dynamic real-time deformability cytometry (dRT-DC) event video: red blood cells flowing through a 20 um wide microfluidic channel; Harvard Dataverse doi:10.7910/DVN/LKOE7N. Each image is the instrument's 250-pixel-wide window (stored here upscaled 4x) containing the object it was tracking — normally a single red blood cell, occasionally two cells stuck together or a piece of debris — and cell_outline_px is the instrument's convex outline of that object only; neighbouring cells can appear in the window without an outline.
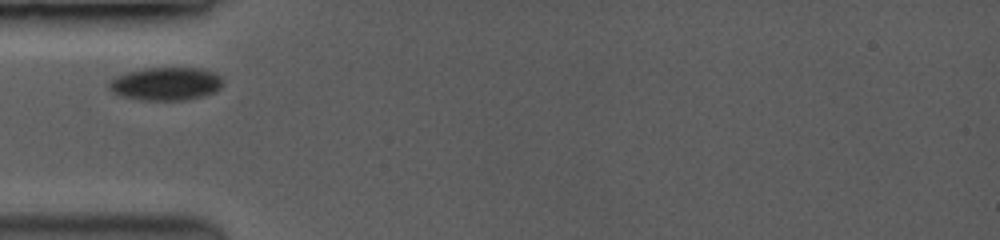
{"species": "common noctule bat (a hibernating species)", "species_latin": "Nyctalus noctula", "temperature_condition": "room temperature", "stored_images_in_passage": 34, "camera_frame_rate_fps": 3500, "um_per_image_px": 0.085, "animal": {"sex": "female", "body_mass_g": 19.0, "forearm_length_mm": 53.3}, "frame": {"image": 1, "passage_image": 1, "time_ms": 0.0, "image_size_px": [1000, 240], "cell_outline_px": [[220, 88], [212, 92], [200, 96], [180, 100], [144, 100], [124, 96], [116, 92], [108, 84], [116, 76], [128, 72], [144, 68], [204, 68], [216, 72], [220, 76]], "centroid_in_image_um": [14.13, 7.1], "position_along_channel_um": 70.9, "area_um2": 21.39}}
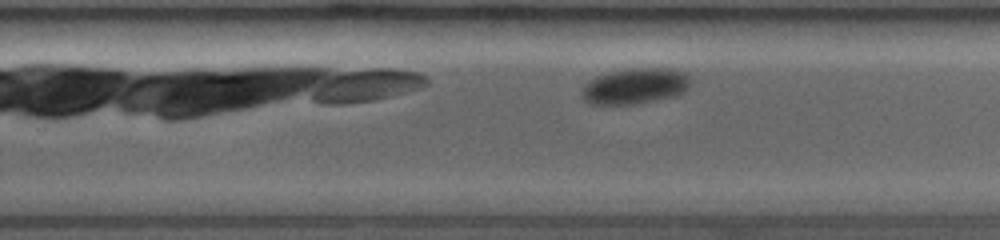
{"frame": {"image": 2, "passage_image": 22, "time_ms": 5.429, "image_size_px": [1000, 240], "cell_outline_px": [[688, 84], [680, 92], [632, 104], [592, 104], [584, 100], [584, 88], [592, 80], [600, 76], [612, 72], [636, 68], [660, 68], [684, 72], [688, 76]], "centroid_in_image_um": [53.94, 7.3], "position_along_channel_um": 275.9, "area_um2": 21.04}}
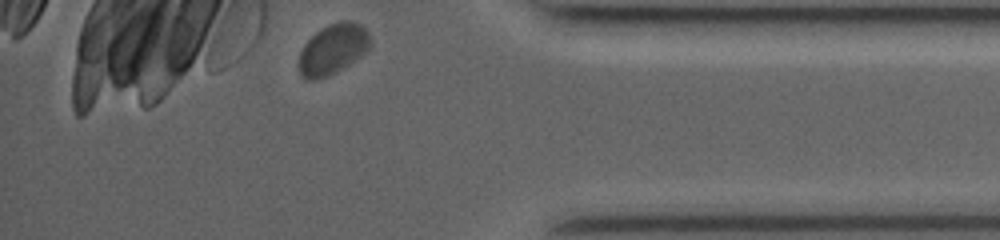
{"frame": {"image": 3, "passage_image": 34, "time_ms": 9.143, "image_size_px": [1000, 240], "cell_outline_px": [[368, 48], [364, 52], [348, 64], [328, 76], [316, 80], [308, 80], [300, 72], [300, 52], [304, 44], [316, 32], [332, 24], [344, 20], [348, 20], [360, 24], [368, 32]], "centroid_in_image_um": [28.27, 4.18], "position_along_channel_um": 406.9, "area_um2": 20.11}}